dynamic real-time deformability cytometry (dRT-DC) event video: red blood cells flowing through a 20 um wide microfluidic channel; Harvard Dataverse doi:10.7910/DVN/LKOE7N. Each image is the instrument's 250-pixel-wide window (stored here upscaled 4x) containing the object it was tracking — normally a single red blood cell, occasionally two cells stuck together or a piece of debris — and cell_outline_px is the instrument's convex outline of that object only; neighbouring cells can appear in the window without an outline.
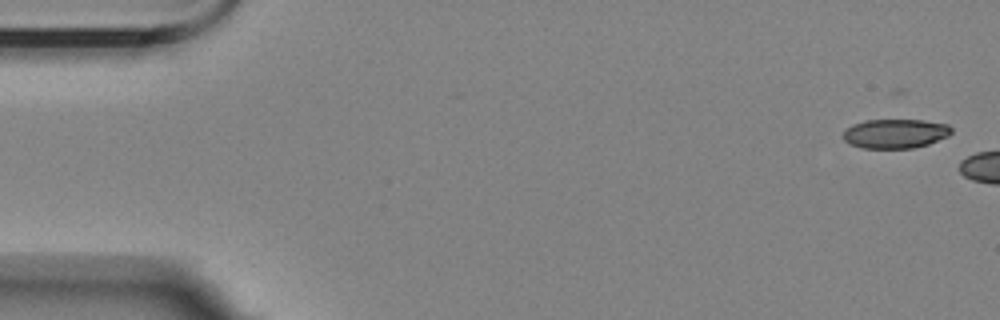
{"species": "Egyptian fruit bat (a non-hibernating species)", "species_latin": "Rousettus aegyptiacus", "temperature_condition": "room temperature", "stored_images_in_passage": 8, "camera_frame_rate_fps": 3000, "um_per_image_px": 0.085, "animal": {"sex": "female"}, "frame": {"image": 1, "passage_image": 1, "time_ms": 0.0, "image_size_px": [1000, 320], "cell_outline_px": [[952, 132], [948, 136], [928, 144], [912, 148], [864, 148], [848, 144], [844, 140], [844, 132], [852, 124], [864, 120], [920, 120], [948, 124], [952, 128]], "centroid_in_image_um": [76.1, 11.35], "position_along_channel_um": 8.9, "area_um2": 18.44}}